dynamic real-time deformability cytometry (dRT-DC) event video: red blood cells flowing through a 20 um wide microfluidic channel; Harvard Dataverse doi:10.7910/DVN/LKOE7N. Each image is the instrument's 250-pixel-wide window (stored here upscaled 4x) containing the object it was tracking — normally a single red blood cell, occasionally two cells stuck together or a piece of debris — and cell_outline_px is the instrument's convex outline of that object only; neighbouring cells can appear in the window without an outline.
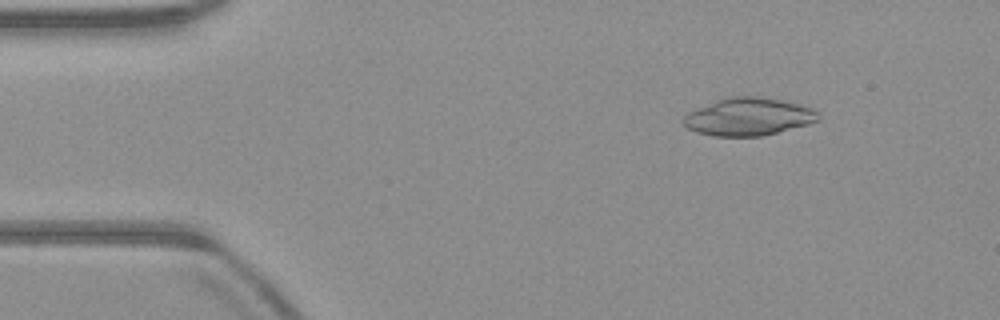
{"species": "common noctule bat (a hibernating species)", "species_latin": "Nyctalus noctula", "temperature_condition": "warm", "stored_images_in_passage": 50, "camera_frame_rate_fps": 3000, "um_per_image_px": 0.085, "animal": {"sex": "male", "body_mass_g": 23.1, "forearm_length_mm": 52.7}, "frame": {"image": 1, "passage_image": 6, "time_ms": 1.667, "image_size_px": [1000, 320], "cell_outline_px": [[820, 120], [808, 124], [760, 136], [712, 136], [696, 132], [688, 128], [680, 120], [688, 112], [716, 100], [728, 96], [756, 96], [780, 100], [800, 104], [812, 108], [820, 112]], "centroid_in_image_um": [63.61, 9.92], "position_along_channel_um": 21.4, "area_um2": 29.65}}